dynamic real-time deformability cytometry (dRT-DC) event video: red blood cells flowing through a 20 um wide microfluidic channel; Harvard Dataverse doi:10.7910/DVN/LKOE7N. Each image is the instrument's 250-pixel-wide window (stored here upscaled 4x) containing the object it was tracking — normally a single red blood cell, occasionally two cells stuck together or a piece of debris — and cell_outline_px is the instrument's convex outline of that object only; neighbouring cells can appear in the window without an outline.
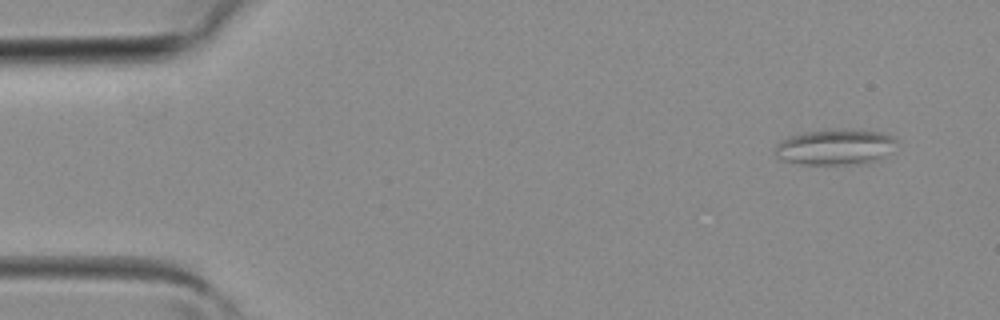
{"species": "common noctule bat (a hibernating species)", "species_latin": "Nyctalus noctula", "temperature_condition": "room temperature", "stored_images_in_passage": 4, "camera_frame_rate_fps": 3000, "um_per_image_px": 0.085, "animal": {"sex": "female", "body_mass_g": 19.3, "forearm_length_mm": 54.1}, "frame": {"image": 1, "passage_image": 1, "time_ms": 0.0, "image_size_px": [1000, 320], "cell_outline_px": [[900, 140], [892, 152], [880, 160], [868, 164], [800, 164], [780, 160], [776, 156], [776, 144], [792, 136], [808, 132], [880, 132], [896, 136]], "centroid_in_image_um": [71.1, 12.57], "position_along_channel_um": 13.9, "area_um2": 24.74}}